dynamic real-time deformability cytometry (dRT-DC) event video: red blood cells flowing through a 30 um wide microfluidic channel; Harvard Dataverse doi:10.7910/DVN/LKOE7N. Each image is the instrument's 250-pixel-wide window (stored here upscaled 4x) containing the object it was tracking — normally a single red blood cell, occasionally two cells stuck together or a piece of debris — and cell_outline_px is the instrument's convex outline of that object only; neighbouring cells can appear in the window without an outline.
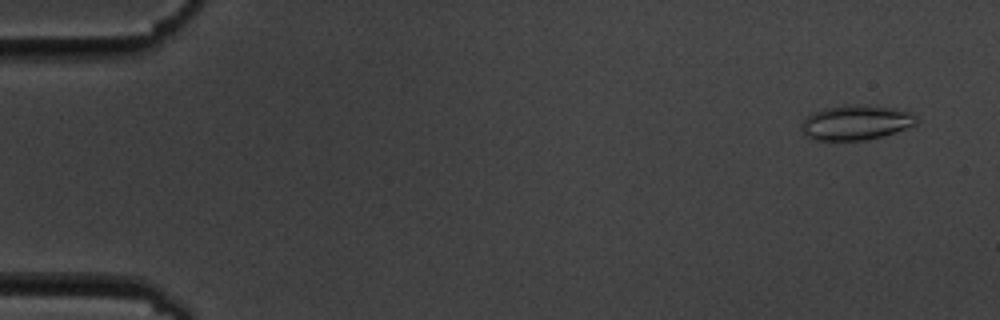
{"species": "common noctule bat (a hibernating species)", "species_latin": "Nyctalus noctula", "temperature_condition": "cold", "stored_images_in_passage": 5, "camera_frame_rate_fps": 3000, "um_per_image_px": 0.085, "animal": {"sex": "male", "body_mass_g": 19.5, "forearm_length_mm": 54.6}, "frame": {"image": 1, "passage_image": 1, "time_ms": 0.0, "image_size_px": [1000, 320], "cell_outline_px": [[920, 120], [916, 124], [880, 136], [864, 140], [812, 140], [804, 136], [800, 128], [800, 124], [812, 112], [824, 108], [868, 104], [896, 108], [912, 112]], "centroid_in_image_um": [72.73, 10.41], "position_along_channel_um": 12.3, "area_um2": 23.35}}